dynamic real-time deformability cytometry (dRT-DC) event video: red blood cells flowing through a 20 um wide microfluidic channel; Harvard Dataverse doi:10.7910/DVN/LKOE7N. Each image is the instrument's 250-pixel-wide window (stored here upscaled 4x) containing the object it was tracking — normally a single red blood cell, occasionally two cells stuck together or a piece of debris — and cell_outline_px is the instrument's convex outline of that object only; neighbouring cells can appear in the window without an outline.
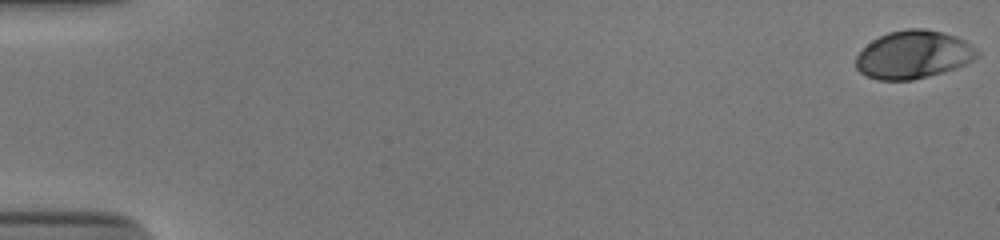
{"species": "human", "species_latin": "Homo sapiens", "temperature_condition": "cold", "stored_images_in_passage": 51, "camera_frame_rate_fps": 3000, "um_per_image_px": 0.085, "donor": {"sex": "male"}, "frame": {"image": 1, "passage_image": 1, "time_ms": 0.0, "image_size_px": [1000, 240], "cell_outline_px": [[980, 56], [956, 68], [944, 72], [912, 80], [876, 80], [860, 72], [856, 68], [856, 56], [872, 40], [888, 32], [908, 28], [924, 28], [944, 32], [956, 36], [972, 44], [980, 52]], "centroid_in_image_um": [77.67, 4.64], "position_along_channel_um": 7.3, "area_um2": 34.04}}
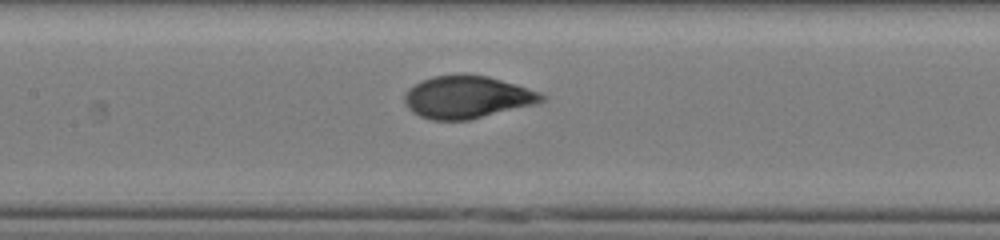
{"frame": {"image": 2, "passage_image": 27, "time_ms": 8.667, "image_size_px": [1000, 240], "cell_outline_px": [[548, 100], [540, 104], [468, 120], [432, 120], [420, 116], [412, 112], [408, 108], [404, 100], [404, 96], [408, 88], [420, 80], [432, 76], [464, 72], [488, 76], [516, 84], [540, 92], [548, 96]], "centroid_in_image_um": [39.75, 8.23], "position_along_channel_um": 167.6, "area_um2": 34.85}}
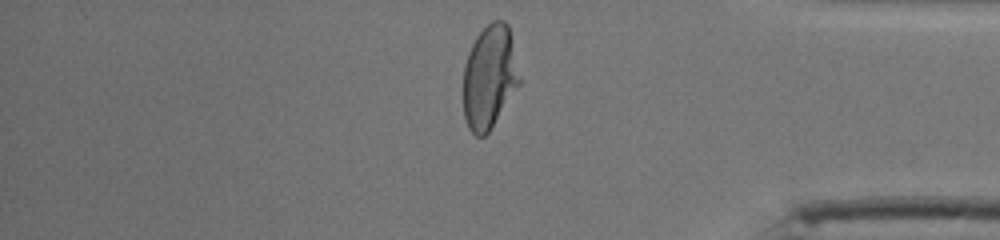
{"frame": {"image": 3, "passage_image": 46, "time_ms": 15.0, "image_size_px": [1000, 240], "cell_outline_px": [[520, 84], [488, 132], [484, 136], [476, 136], [468, 128], [464, 116], [464, 64], [468, 52], [476, 36], [492, 20], [504, 20], [508, 24], [520, 80]], "centroid_in_image_um": [41.59, 6.54], "position_along_channel_um": 393.6, "area_um2": 33.52}, "authors_computed_cell_mechanics": {"area_um2": 33.813, "velocity_mm_per_s": 3.8828, "shape_relaxation_time_tau1_ms": 3.9903, "shape_relaxation_time_tau2_ms": null, "deformation_change_tau1": 0.198, "deformation_change_tau2": null}}